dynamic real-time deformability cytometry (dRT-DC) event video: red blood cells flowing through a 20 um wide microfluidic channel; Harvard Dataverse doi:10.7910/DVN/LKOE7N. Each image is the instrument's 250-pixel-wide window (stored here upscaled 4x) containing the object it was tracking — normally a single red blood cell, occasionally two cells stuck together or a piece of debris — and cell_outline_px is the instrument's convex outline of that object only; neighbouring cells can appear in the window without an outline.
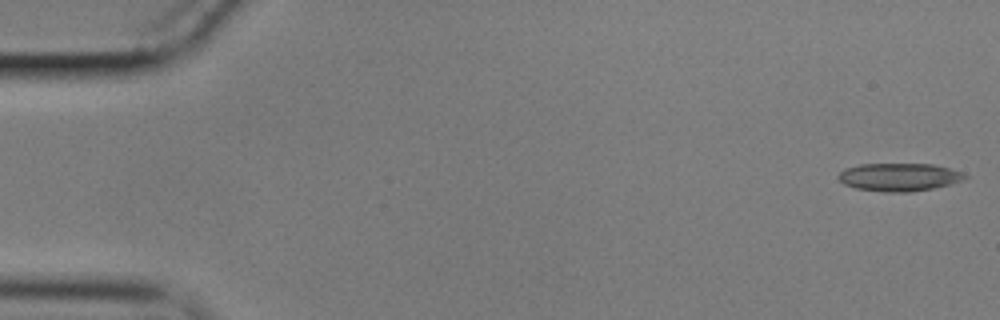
{"species": "common noctule bat (a hibernating species)", "species_latin": "Nyctalus noctula", "temperature_condition": "cold", "stored_images_in_passage": 54, "camera_frame_rate_fps": 3000, "um_per_image_px": 0.085, "animal": {"sex": "male", "body_mass_g": 17.9}, "frame": {"image": 1, "passage_image": 1, "time_ms": 0.0, "image_size_px": [1000, 320], "cell_outline_px": [[968, 176], [964, 180], [932, 188], [908, 192], [884, 192], [856, 188], [844, 184], [836, 176], [844, 168], [860, 164], [932, 164], [948, 168], [960, 172]], "centroid_in_image_um": [76.38, 15.05], "position_along_channel_um": 8.6, "area_um2": 20.46}}
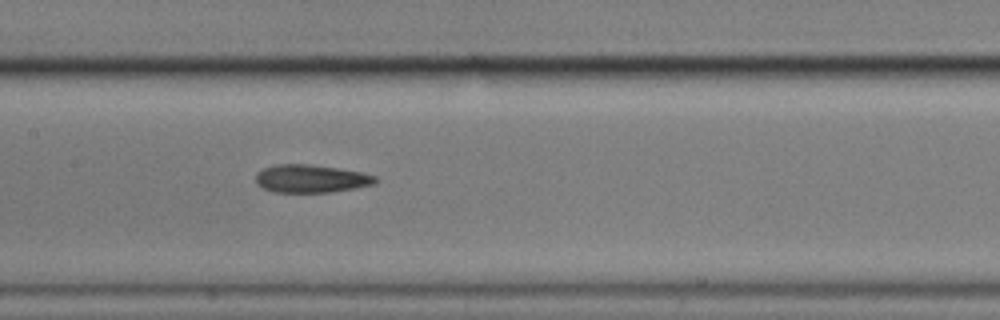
{"frame": {"image": 2, "passage_image": 27, "time_ms": 8.667, "image_size_px": [1000, 320], "cell_outline_px": [[380, 180], [376, 184], [328, 192], [276, 192], [264, 188], [256, 184], [256, 172], [264, 168], [276, 164], [312, 164], [340, 168], [360, 172], [376, 176]], "centroid_in_image_um": [26.45, 15.17], "position_along_channel_um": 181.0, "area_um2": 19.54}}
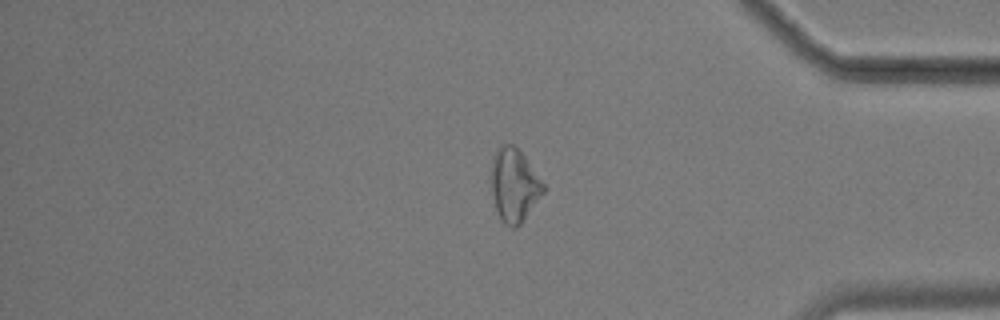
{"frame": {"image": 3, "passage_image": 47, "time_ms": 15.333, "image_size_px": [1000, 320], "cell_outline_px": [[548, 188], [520, 224], [516, 228], [512, 228], [504, 224], [500, 220], [496, 212], [492, 196], [492, 156], [496, 148], [500, 144], [512, 144], [524, 156]], "centroid_in_image_um": [43.71, 15.76], "position_along_channel_um": 391.5, "area_um2": 22.48}}